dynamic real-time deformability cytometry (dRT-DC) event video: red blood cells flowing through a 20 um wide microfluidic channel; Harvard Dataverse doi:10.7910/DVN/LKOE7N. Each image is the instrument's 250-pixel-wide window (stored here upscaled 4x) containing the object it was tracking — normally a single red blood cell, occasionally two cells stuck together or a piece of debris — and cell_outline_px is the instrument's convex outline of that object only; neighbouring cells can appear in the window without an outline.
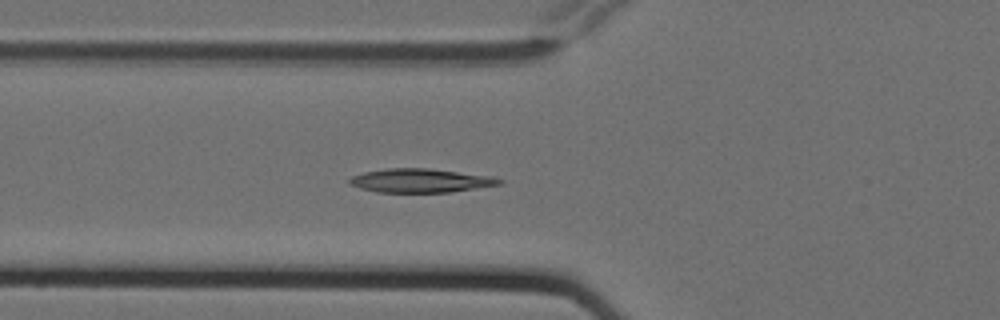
{"species": "Egyptian fruit bat (a non-hibernating species)", "species_latin": "Rousettus aegyptiacus", "temperature_condition": "cold", "stored_images_in_passage": 6, "camera_frame_rate_fps": 3000, "um_per_image_px": 0.085, "animal": {"sex": "female"}, "frame": {"image": 1, "passage_image": 6, "time_ms": 1.667, "image_size_px": [1000, 320], "cell_outline_px": [[504, 180], [500, 184], [448, 192], [376, 192], [360, 188], [348, 184], [348, 180], [352, 176], [364, 172], [388, 168], [428, 168], [492, 176]], "centroid_in_image_um": [35.7, 15.34], "position_along_channel_um": 90.1, "area_um2": 20.63}}